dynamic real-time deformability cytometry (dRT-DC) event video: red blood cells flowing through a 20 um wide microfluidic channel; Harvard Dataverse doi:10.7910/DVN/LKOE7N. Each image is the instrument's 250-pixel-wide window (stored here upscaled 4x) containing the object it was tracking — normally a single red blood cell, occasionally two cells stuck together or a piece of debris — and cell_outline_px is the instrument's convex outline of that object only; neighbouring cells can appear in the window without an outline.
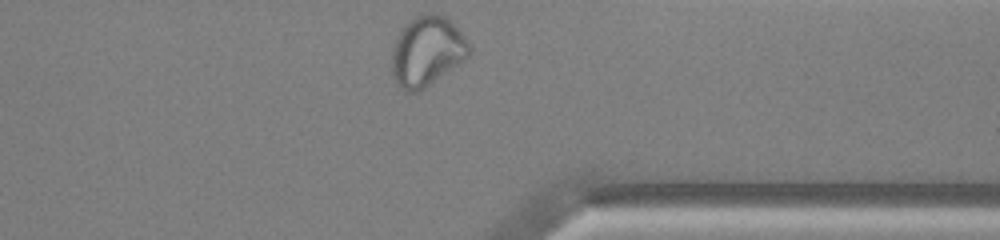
{"species": "common noctule bat (a hibernating species)", "species_latin": "Nyctalus noctula", "temperature_condition": "warm", "stored_images_in_passage": 35, "camera_frame_rate_fps": 3000, "um_per_image_px": 0.085, "animal": {"sex": "male", "body_mass_g": 13.0, "forearm_length_mm": 53.1}, "frame": {"image": 1, "passage_image": 35, "time_ms": 11.333, "image_size_px": [1000, 240], "cell_outline_px": [[472, 48], [468, 56], [464, 60], [420, 92], [404, 92], [396, 84], [392, 76], [392, 48], [404, 24], [408, 20], [424, 12], [436, 12], [444, 16], [464, 36]], "centroid_in_image_um": [36.27, 4.37], "position_along_channel_um": 375.1, "area_um2": 31.73}, "authors_computed_cell_mechanics": {"area_um2": 28.7844, "velocity_mm_per_s": 4.0404, "shape_relaxation_time_tau1_ms": null, "shape_relaxation_time_tau2_ms": 0.9777, "deformation_change_tau1": null, "deformation_change_tau2": 0.0626}}